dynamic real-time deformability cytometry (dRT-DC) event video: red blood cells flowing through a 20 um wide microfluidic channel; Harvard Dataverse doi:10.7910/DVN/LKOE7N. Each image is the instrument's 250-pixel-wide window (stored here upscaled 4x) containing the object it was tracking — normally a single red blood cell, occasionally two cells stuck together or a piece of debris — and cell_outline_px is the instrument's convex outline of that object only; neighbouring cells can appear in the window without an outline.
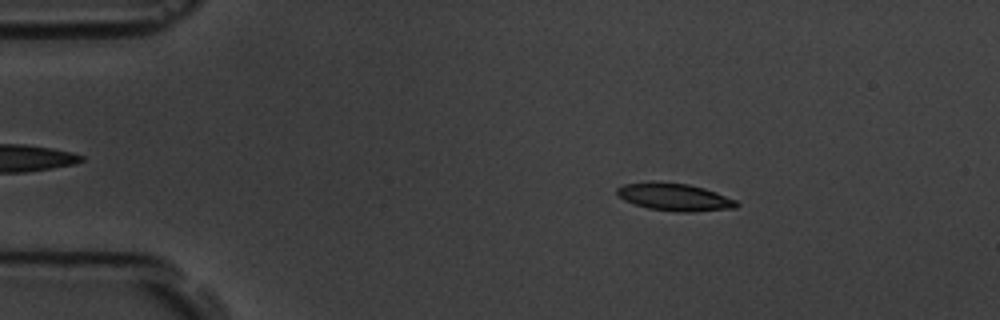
{"species": "common noctule bat (a hibernating species)", "species_latin": "Nyctalus noctula", "temperature_condition": "room temperature", "stored_images_in_passage": 4, "camera_frame_rate_fps": 3000, "um_per_image_px": 0.085, "animal": {"sex": "male", "body_mass_g": 19.5, "forearm_length_mm": 54.6}, "frame": {"image": 1, "passage_image": 2, "time_ms": 2.0, "image_size_px": [1000, 320], "cell_outline_px": [[740, 204], [736, 208], [692, 212], [676, 212], [648, 208], [624, 200], [616, 192], [616, 188], [624, 184], [652, 180], [688, 184], [704, 188], [716, 192], [736, 200]], "centroid_in_image_um": [57.33, 16.73], "position_along_channel_um": 27.7, "area_um2": 19.36}}